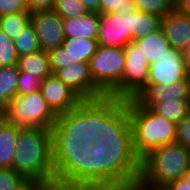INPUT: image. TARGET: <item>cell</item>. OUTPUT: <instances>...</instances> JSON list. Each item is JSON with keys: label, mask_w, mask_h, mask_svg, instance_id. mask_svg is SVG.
Masks as SVG:
<instances>
[{"label": "cell", "mask_w": 190, "mask_h": 190, "mask_svg": "<svg viewBox=\"0 0 190 190\" xmlns=\"http://www.w3.org/2000/svg\"><path fill=\"white\" fill-rule=\"evenodd\" d=\"M80 150L53 151L57 190L138 184L141 159L133 149L127 100L106 97V131Z\"/></svg>", "instance_id": "6da1fadb"}, {"label": "cell", "mask_w": 190, "mask_h": 190, "mask_svg": "<svg viewBox=\"0 0 190 190\" xmlns=\"http://www.w3.org/2000/svg\"><path fill=\"white\" fill-rule=\"evenodd\" d=\"M12 168L32 184L55 186L52 131L21 128L15 143Z\"/></svg>", "instance_id": "7a4b0ae2"}, {"label": "cell", "mask_w": 190, "mask_h": 190, "mask_svg": "<svg viewBox=\"0 0 190 190\" xmlns=\"http://www.w3.org/2000/svg\"><path fill=\"white\" fill-rule=\"evenodd\" d=\"M127 110L133 149L140 159L159 146L175 143L177 123L142 107L134 98L127 100Z\"/></svg>", "instance_id": "3957f363"}, {"label": "cell", "mask_w": 190, "mask_h": 190, "mask_svg": "<svg viewBox=\"0 0 190 190\" xmlns=\"http://www.w3.org/2000/svg\"><path fill=\"white\" fill-rule=\"evenodd\" d=\"M53 138H75L95 141L106 131V97L92 101H82L65 114L57 116L53 126Z\"/></svg>", "instance_id": "277c9868"}, {"label": "cell", "mask_w": 190, "mask_h": 190, "mask_svg": "<svg viewBox=\"0 0 190 190\" xmlns=\"http://www.w3.org/2000/svg\"><path fill=\"white\" fill-rule=\"evenodd\" d=\"M190 168V151L171 143L151 150L141 159L139 185L166 186L179 180Z\"/></svg>", "instance_id": "5b68a950"}, {"label": "cell", "mask_w": 190, "mask_h": 190, "mask_svg": "<svg viewBox=\"0 0 190 190\" xmlns=\"http://www.w3.org/2000/svg\"><path fill=\"white\" fill-rule=\"evenodd\" d=\"M5 121L21 128L52 130L57 116L48 107L40 90L15 95L5 106Z\"/></svg>", "instance_id": "8992f818"}, {"label": "cell", "mask_w": 190, "mask_h": 190, "mask_svg": "<svg viewBox=\"0 0 190 190\" xmlns=\"http://www.w3.org/2000/svg\"><path fill=\"white\" fill-rule=\"evenodd\" d=\"M125 68L124 48L99 46L90 59L94 84L107 96L120 99V82Z\"/></svg>", "instance_id": "52a82bcc"}, {"label": "cell", "mask_w": 190, "mask_h": 190, "mask_svg": "<svg viewBox=\"0 0 190 190\" xmlns=\"http://www.w3.org/2000/svg\"><path fill=\"white\" fill-rule=\"evenodd\" d=\"M123 48L125 68L120 82V99L128 100L147 85L150 65L135 41H130Z\"/></svg>", "instance_id": "ba28073f"}, {"label": "cell", "mask_w": 190, "mask_h": 190, "mask_svg": "<svg viewBox=\"0 0 190 190\" xmlns=\"http://www.w3.org/2000/svg\"><path fill=\"white\" fill-rule=\"evenodd\" d=\"M98 47L97 39L65 38L61 46L48 51L52 73L75 63H89Z\"/></svg>", "instance_id": "9c48e42d"}, {"label": "cell", "mask_w": 190, "mask_h": 190, "mask_svg": "<svg viewBox=\"0 0 190 190\" xmlns=\"http://www.w3.org/2000/svg\"><path fill=\"white\" fill-rule=\"evenodd\" d=\"M83 101L98 100L107 97L93 82L89 63H75L53 73Z\"/></svg>", "instance_id": "30bf717a"}, {"label": "cell", "mask_w": 190, "mask_h": 190, "mask_svg": "<svg viewBox=\"0 0 190 190\" xmlns=\"http://www.w3.org/2000/svg\"><path fill=\"white\" fill-rule=\"evenodd\" d=\"M31 24L37 33L41 50L48 52L63 44L65 40L64 22L55 11L31 12Z\"/></svg>", "instance_id": "8fae6325"}, {"label": "cell", "mask_w": 190, "mask_h": 190, "mask_svg": "<svg viewBox=\"0 0 190 190\" xmlns=\"http://www.w3.org/2000/svg\"><path fill=\"white\" fill-rule=\"evenodd\" d=\"M98 45L123 48L132 41L130 37V13L119 15L115 12L99 13Z\"/></svg>", "instance_id": "7c38bea8"}, {"label": "cell", "mask_w": 190, "mask_h": 190, "mask_svg": "<svg viewBox=\"0 0 190 190\" xmlns=\"http://www.w3.org/2000/svg\"><path fill=\"white\" fill-rule=\"evenodd\" d=\"M189 75L181 57V51L170 48L169 54L150 64L147 85L168 86L183 81Z\"/></svg>", "instance_id": "4fadbf2b"}, {"label": "cell", "mask_w": 190, "mask_h": 190, "mask_svg": "<svg viewBox=\"0 0 190 190\" xmlns=\"http://www.w3.org/2000/svg\"><path fill=\"white\" fill-rule=\"evenodd\" d=\"M40 91L56 116L69 112L83 101L53 73L43 80Z\"/></svg>", "instance_id": "5bb4252c"}, {"label": "cell", "mask_w": 190, "mask_h": 190, "mask_svg": "<svg viewBox=\"0 0 190 190\" xmlns=\"http://www.w3.org/2000/svg\"><path fill=\"white\" fill-rule=\"evenodd\" d=\"M134 99L142 107L151 109L160 102L190 99V75L168 86L146 85Z\"/></svg>", "instance_id": "9a60e30c"}, {"label": "cell", "mask_w": 190, "mask_h": 190, "mask_svg": "<svg viewBox=\"0 0 190 190\" xmlns=\"http://www.w3.org/2000/svg\"><path fill=\"white\" fill-rule=\"evenodd\" d=\"M161 28L173 49L181 51L190 42V16L176 9L162 18Z\"/></svg>", "instance_id": "2e32d148"}, {"label": "cell", "mask_w": 190, "mask_h": 190, "mask_svg": "<svg viewBox=\"0 0 190 190\" xmlns=\"http://www.w3.org/2000/svg\"><path fill=\"white\" fill-rule=\"evenodd\" d=\"M98 15V12L89 11L79 17L64 18V37L97 39L99 34Z\"/></svg>", "instance_id": "e0dca14e"}, {"label": "cell", "mask_w": 190, "mask_h": 190, "mask_svg": "<svg viewBox=\"0 0 190 190\" xmlns=\"http://www.w3.org/2000/svg\"><path fill=\"white\" fill-rule=\"evenodd\" d=\"M135 42L142 51L144 58H147L149 65L169 54V49L171 48L162 28L135 40Z\"/></svg>", "instance_id": "ac0fdd59"}, {"label": "cell", "mask_w": 190, "mask_h": 190, "mask_svg": "<svg viewBox=\"0 0 190 190\" xmlns=\"http://www.w3.org/2000/svg\"><path fill=\"white\" fill-rule=\"evenodd\" d=\"M17 67L19 71L34 75L41 80L52 74L49 54L43 50L19 56Z\"/></svg>", "instance_id": "d6986e66"}, {"label": "cell", "mask_w": 190, "mask_h": 190, "mask_svg": "<svg viewBox=\"0 0 190 190\" xmlns=\"http://www.w3.org/2000/svg\"><path fill=\"white\" fill-rule=\"evenodd\" d=\"M21 127L4 121L0 124V168H12L15 143Z\"/></svg>", "instance_id": "ffe728a7"}, {"label": "cell", "mask_w": 190, "mask_h": 190, "mask_svg": "<svg viewBox=\"0 0 190 190\" xmlns=\"http://www.w3.org/2000/svg\"><path fill=\"white\" fill-rule=\"evenodd\" d=\"M161 21L162 18L149 13L138 10L130 12V37L132 41L160 29Z\"/></svg>", "instance_id": "44dd1931"}, {"label": "cell", "mask_w": 190, "mask_h": 190, "mask_svg": "<svg viewBox=\"0 0 190 190\" xmlns=\"http://www.w3.org/2000/svg\"><path fill=\"white\" fill-rule=\"evenodd\" d=\"M19 72L17 65L0 67V104L3 106L17 95Z\"/></svg>", "instance_id": "7402d4cb"}, {"label": "cell", "mask_w": 190, "mask_h": 190, "mask_svg": "<svg viewBox=\"0 0 190 190\" xmlns=\"http://www.w3.org/2000/svg\"><path fill=\"white\" fill-rule=\"evenodd\" d=\"M152 110L175 123L190 113V99H178L160 102Z\"/></svg>", "instance_id": "603a6c76"}, {"label": "cell", "mask_w": 190, "mask_h": 190, "mask_svg": "<svg viewBox=\"0 0 190 190\" xmlns=\"http://www.w3.org/2000/svg\"><path fill=\"white\" fill-rule=\"evenodd\" d=\"M30 23L31 13L29 11L0 16V29L12 40Z\"/></svg>", "instance_id": "cb8c5ba5"}, {"label": "cell", "mask_w": 190, "mask_h": 190, "mask_svg": "<svg viewBox=\"0 0 190 190\" xmlns=\"http://www.w3.org/2000/svg\"><path fill=\"white\" fill-rule=\"evenodd\" d=\"M14 45L18 56L41 50L37 33L31 23L20 31L18 36L14 39Z\"/></svg>", "instance_id": "d4e9b609"}, {"label": "cell", "mask_w": 190, "mask_h": 190, "mask_svg": "<svg viewBox=\"0 0 190 190\" xmlns=\"http://www.w3.org/2000/svg\"><path fill=\"white\" fill-rule=\"evenodd\" d=\"M135 9L163 18L175 9L172 0H133Z\"/></svg>", "instance_id": "484cf974"}, {"label": "cell", "mask_w": 190, "mask_h": 190, "mask_svg": "<svg viewBox=\"0 0 190 190\" xmlns=\"http://www.w3.org/2000/svg\"><path fill=\"white\" fill-rule=\"evenodd\" d=\"M30 183L13 168H0V190H27Z\"/></svg>", "instance_id": "4316f807"}, {"label": "cell", "mask_w": 190, "mask_h": 190, "mask_svg": "<svg viewBox=\"0 0 190 190\" xmlns=\"http://www.w3.org/2000/svg\"><path fill=\"white\" fill-rule=\"evenodd\" d=\"M52 10L63 19L79 17L89 12L80 0H56Z\"/></svg>", "instance_id": "83f0119b"}, {"label": "cell", "mask_w": 190, "mask_h": 190, "mask_svg": "<svg viewBox=\"0 0 190 190\" xmlns=\"http://www.w3.org/2000/svg\"><path fill=\"white\" fill-rule=\"evenodd\" d=\"M18 58L14 40L0 29V67L17 65Z\"/></svg>", "instance_id": "f1b7e54d"}, {"label": "cell", "mask_w": 190, "mask_h": 190, "mask_svg": "<svg viewBox=\"0 0 190 190\" xmlns=\"http://www.w3.org/2000/svg\"><path fill=\"white\" fill-rule=\"evenodd\" d=\"M135 10L133 0H100L99 13L115 12L122 15Z\"/></svg>", "instance_id": "f546056e"}, {"label": "cell", "mask_w": 190, "mask_h": 190, "mask_svg": "<svg viewBox=\"0 0 190 190\" xmlns=\"http://www.w3.org/2000/svg\"><path fill=\"white\" fill-rule=\"evenodd\" d=\"M43 80L38 79L36 76L19 72L17 94L28 95L37 90H40Z\"/></svg>", "instance_id": "4dcf8cb0"}, {"label": "cell", "mask_w": 190, "mask_h": 190, "mask_svg": "<svg viewBox=\"0 0 190 190\" xmlns=\"http://www.w3.org/2000/svg\"><path fill=\"white\" fill-rule=\"evenodd\" d=\"M175 142L183 145L190 151V113L177 122Z\"/></svg>", "instance_id": "1f68e13d"}, {"label": "cell", "mask_w": 190, "mask_h": 190, "mask_svg": "<svg viewBox=\"0 0 190 190\" xmlns=\"http://www.w3.org/2000/svg\"><path fill=\"white\" fill-rule=\"evenodd\" d=\"M27 11L26 0H0V16Z\"/></svg>", "instance_id": "d6a6232c"}, {"label": "cell", "mask_w": 190, "mask_h": 190, "mask_svg": "<svg viewBox=\"0 0 190 190\" xmlns=\"http://www.w3.org/2000/svg\"><path fill=\"white\" fill-rule=\"evenodd\" d=\"M82 139L53 138V151H76L82 148Z\"/></svg>", "instance_id": "836d02e7"}, {"label": "cell", "mask_w": 190, "mask_h": 190, "mask_svg": "<svg viewBox=\"0 0 190 190\" xmlns=\"http://www.w3.org/2000/svg\"><path fill=\"white\" fill-rule=\"evenodd\" d=\"M56 0H26L28 11L52 10Z\"/></svg>", "instance_id": "e575fe53"}, {"label": "cell", "mask_w": 190, "mask_h": 190, "mask_svg": "<svg viewBox=\"0 0 190 190\" xmlns=\"http://www.w3.org/2000/svg\"><path fill=\"white\" fill-rule=\"evenodd\" d=\"M175 9L182 14L190 16V0H178L175 3Z\"/></svg>", "instance_id": "d590c367"}, {"label": "cell", "mask_w": 190, "mask_h": 190, "mask_svg": "<svg viewBox=\"0 0 190 190\" xmlns=\"http://www.w3.org/2000/svg\"><path fill=\"white\" fill-rule=\"evenodd\" d=\"M170 190H190V184H187L184 180L179 179L170 182L166 185Z\"/></svg>", "instance_id": "8d00e7d4"}, {"label": "cell", "mask_w": 190, "mask_h": 190, "mask_svg": "<svg viewBox=\"0 0 190 190\" xmlns=\"http://www.w3.org/2000/svg\"><path fill=\"white\" fill-rule=\"evenodd\" d=\"M181 57L188 73L190 74V42L181 50Z\"/></svg>", "instance_id": "74e56055"}, {"label": "cell", "mask_w": 190, "mask_h": 190, "mask_svg": "<svg viewBox=\"0 0 190 190\" xmlns=\"http://www.w3.org/2000/svg\"><path fill=\"white\" fill-rule=\"evenodd\" d=\"M89 11L98 12L100 0H80Z\"/></svg>", "instance_id": "f35d334b"}, {"label": "cell", "mask_w": 190, "mask_h": 190, "mask_svg": "<svg viewBox=\"0 0 190 190\" xmlns=\"http://www.w3.org/2000/svg\"><path fill=\"white\" fill-rule=\"evenodd\" d=\"M27 190H57V188L44 184H32Z\"/></svg>", "instance_id": "ab89813d"}, {"label": "cell", "mask_w": 190, "mask_h": 190, "mask_svg": "<svg viewBox=\"0 0 190 190\" xmlns=\"http://www.w3.org/2000/svg\"><path fill=\"white\" fill-rule=\"evenodd\" d=\"M143 190H170L167 186L140 185Z\"/></svg>", "instance_id": "60d3db41"}, {"label": "cell", "mask_w": 190, "mask_h": 190, "mask_svg": "<svg viewBox=\"0 0 190 190\" xmlns=\"http://www.w3.org/2000/svg\"><path fill=\"white\" fill-rule=\"evenodd\" d=\"M98 190H130V186H126V187L98 188Z\"/></svg>", "instance_id": "b9f144b4"}, {"label": "cell", "mask_w": 190, "mask_h": 190, "mask_svg": "<svg viewBox=\"0 0 190 190\" xmlns=\"http://www.w3.org/2000/svg\"><path fill=\"white\" fill-rule=\"evenodd\" d=\"M5 121V110L4 106L0 104V124H2Z\"/></svg>", "instance_id": "7bdbcfd3"}, {"label": "cell", "mask_w": 190, "mask_h": 190, "mask_svg": "<svg viewBox=\"0 0 190 190\" xmlns=\"http://www.w3.org/2000/svg\"><path fill=\"white\" fill-rule=\"evenodd\" d=\"M181 179L184 180L187 184H190V168L184 173Z\"/></svg>", "instance_id": "ee69618b"}, {"label": "cell", "mask_w": 190, "mask_h": 190, "mask_svg": "<svg viewBox=\"0 0 190 190\" xmlns=\"http://www.w3.org/2000/svg\"><path fill=\"white\" fill-rule=\"evenodd\" d=\"M130 190H143L139 184L131 185Z\"/></svg>", "instance_id": "f6af8a7d"}, {"label": "cell", "mask_w": 190, "mask_h": 190, "mask_svg": "<svg viewBox=\"0 0 190 190\" xmlns=\"http://www.w3.org/2000/svg\"><path fill=\"white\" fill-rule=\"evenodd\" d=\"M87 190H98V188H91V189H87Z\"/></svg>", "instance_id": "bcb514c9"}]
</instances>
